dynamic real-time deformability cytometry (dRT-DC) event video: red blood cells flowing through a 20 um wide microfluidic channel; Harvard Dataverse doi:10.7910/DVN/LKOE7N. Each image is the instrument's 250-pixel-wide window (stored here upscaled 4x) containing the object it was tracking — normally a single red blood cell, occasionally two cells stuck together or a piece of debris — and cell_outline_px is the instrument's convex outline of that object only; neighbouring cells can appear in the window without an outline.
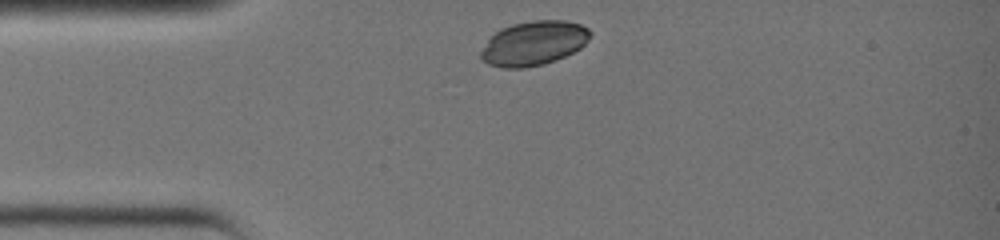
{"species": "common noctule bat (a hibernating species)", "species_latin": "Nyctalus noctula", "temperature_condition": "warm", "stored_images_in_passage": 25, "camera_frame_rate_fps": 3000, "um_per_image_px": 0.085, "animal": {"sex": "female", "body_mass_g": 19.0, "forearm_length_mm": 51.5}, "frame": {"image": 1, "passage_image": 1, "time_ms": 0.0, "image_size_px": [1000, 240], "cell_outline_px": [[592, 32], [588, 40], [580, 48], [556, 60], [544, 64], [524, 68], [504, 68], [488, 64], [480, 56], [480, 52], [488, 40], [500, 28], [512, 24], [532, 20], [564, 20], [580, 24], [588, 28]], "centroid_in_image_um": [45.37, 3.67], "position_along_channel_um": 39.6, "area_um2": 28.21}}
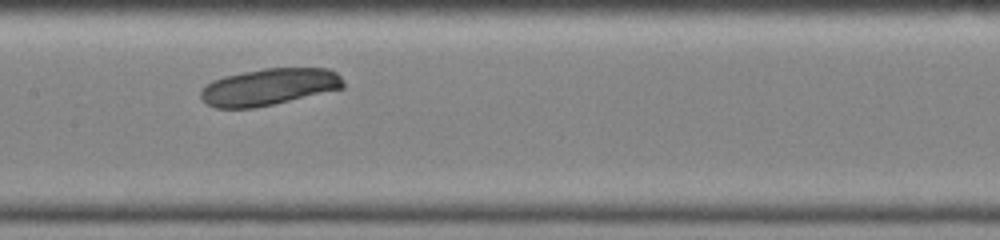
{"frame": {"image": 2, "passage_image": 11, "time_ms": 3.333, "image_size_px": [1000, 240], "cell_outline_px": [[344, 88], [272, 104], [252, 108], [216, 108], [208, 104], [200, 96], [200, 92], [212, 80], [224, 76], [264, 68], [328, 68], [336, 72], [344, 80]], "centroid_in_image_um": [22.89, 7.37], "position_along_channel_um": 184.5, "area_um2": 30.35}}
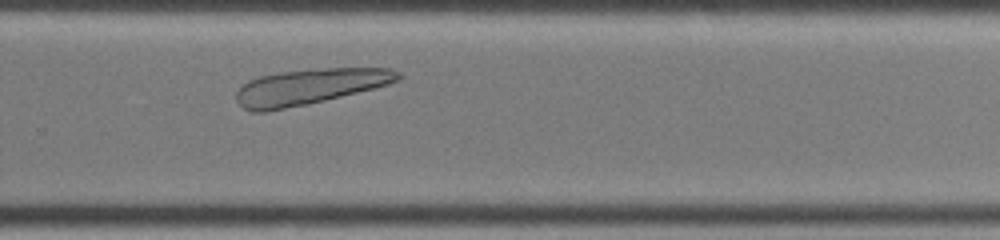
{"frame": {"image": 3, "passage_image": 18, "time_ms": 5.667, "image_size_px": [1000, 240], "cell_outline_px": [[404, 76], [388, 84], [376, 88], [308, 104], [264, 112], [252, 112], [244, 108], [236, 100], [236, 92], [248, 80], [260, 76], [280, 72], [328, 68], [392, 68], [400, 72]], "centroid_in_image_um": [26.33, 7.37], "position_along_channel_um": 303.5, "area_um2": 33.47}}